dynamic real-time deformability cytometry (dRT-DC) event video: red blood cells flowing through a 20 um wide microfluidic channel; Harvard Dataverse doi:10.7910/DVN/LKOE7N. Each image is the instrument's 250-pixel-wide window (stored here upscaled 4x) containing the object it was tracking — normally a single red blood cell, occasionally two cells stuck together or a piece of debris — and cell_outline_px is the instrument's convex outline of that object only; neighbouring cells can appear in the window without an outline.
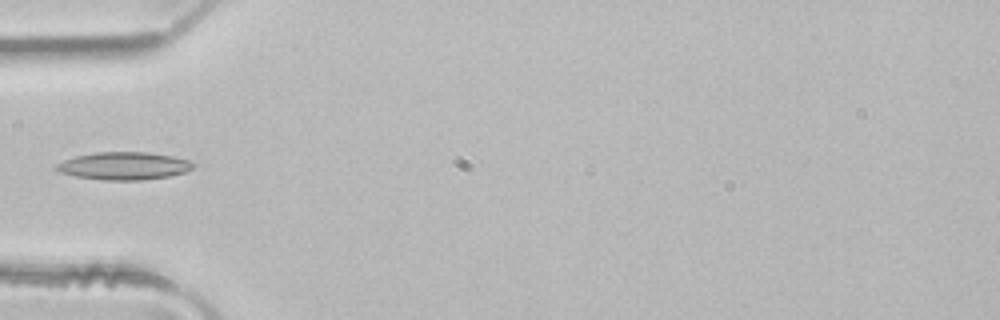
{"species": "common noctule bat (a hibernating species)", "species_latin": "Nyctalus noctula", "temperature_condition": "room temperature", "stored_images_in_passage": 4, "camera_frame_rate_fps": 3000, "um_per_image_px": 0.085, "animal": {"sex": "male", "body_mass_g": 21.5, "forearm_length_mm": 52.0}, "frame": {"image": 1, "passage_image": 4, "time_ms": 1.0, "image_size_px": [1000, 320], "cell_outline_px": [[196, 164], [192, 168], [184, 172], [168, 176], [140, 180], [100, 180], [76, 176], [60, 172], [56, 168], [56, 164], [64, 160], [76, 156], [96, 152], [148, 152], [172, 156], [188, 160]], "centroid_in_image_um": [10.53, 14.1], "position_along_channel_um": 74.5, "area_um2": 21.91}}